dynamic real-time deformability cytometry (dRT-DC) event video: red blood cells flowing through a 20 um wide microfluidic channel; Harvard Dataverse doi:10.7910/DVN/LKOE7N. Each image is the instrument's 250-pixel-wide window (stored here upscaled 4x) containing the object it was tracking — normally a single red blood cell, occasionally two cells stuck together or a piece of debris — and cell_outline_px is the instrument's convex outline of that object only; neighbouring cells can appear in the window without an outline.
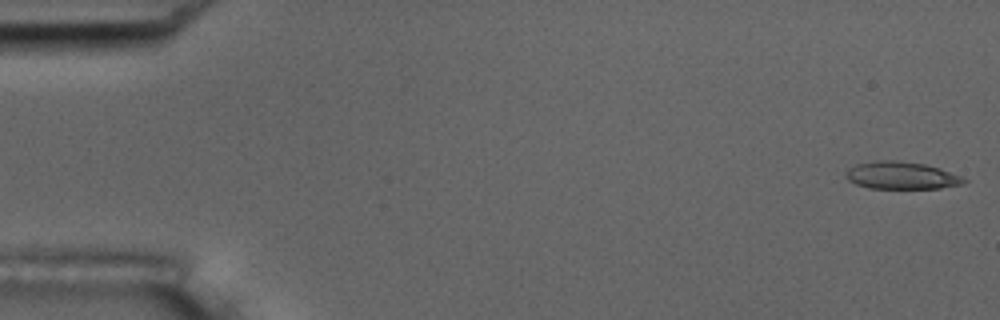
{"species": "common noctule bat (a hibernating species)", "species_latin": "Nyctalus noctula", "temperature_condition": "room temperature", "stored_images_in_passage": 54, "camera_frame_rate_fps": 3000, "um_per_image_px": 0.085, "animal": {"sex": "male", "body_mass_g": 17.5, "forearm_length_mm": 52.3}, "frame": {"image": 1, "passage_image": 1, "time_ms": 0.0, "image_size_px": [1000, 320], "cell_outline_px": [[968, 180], [964, 184], [940, 188], [868, 188], [856, 184], [848, 180], [844, 176], [844, 172], [848, 168], [856, 164], [872, 160], [896, 160], [924, 164], [940, 168], [960, 176]], "centroid_in_image_um": [76.57, 14.91], "position_along_channel_um": 8.4, "area_um2": 19.02}}
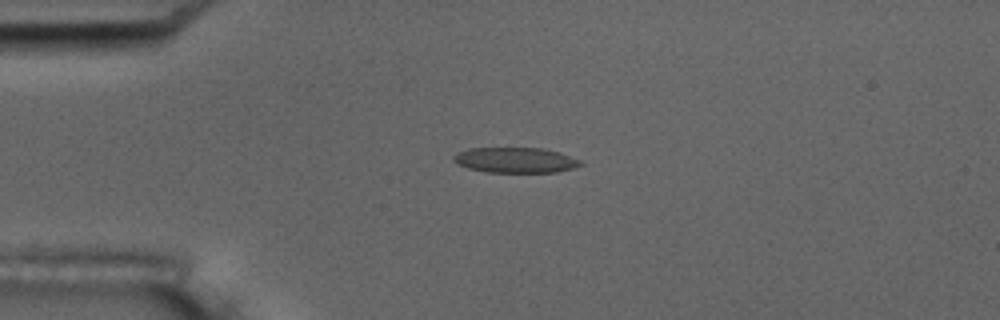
{"frame": {"image": 2, "passage_image": 13, "time_ms": 4.0, "image_size_px": [1000, 320], "cell_outline_px": [[584, 164], [572, 168], [556, 172], [484, 172], [468, 168], [456, 164], [452, 160], [452, 156], [468, 148], [540, 148], [560, 152], [580, 160]], "centroid_in_image_um": [43.78, 13.61], "position_along_channel_um": 41.2, "area_um2": 18.79}}
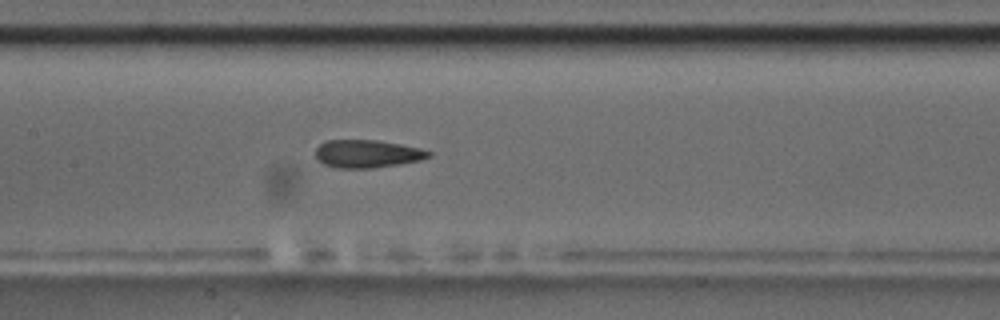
{"frame": {"image": 3, "passage_image": 26, "time_ms": 8.333, "image_size_px": [1000, 320], "cell_outline_px": [[432, 156], [420, 160], [400, 164], [372, 168], [336, 168], [324, 164], [316, 160], [316, 148], [320, 144], [328, 140], [376, 140], [400, 144], [420, 148], [432, 152]], "centroid_in_image_um": [31.21, 13.07], "position_along_channel_um": 176.2, "area_um2": 18.44}, "authors_computed_cell_mechanics": {"area_um2": 18.9295, "velocity_mm_per_s": 3.692, "shape_relaxation_time_tau1_ms": 9.692, "shape_relaxation_time_tau2_ms": 2.5486, "deformation_change_tau1": 0.2297, "deformation_change_tau2": 0.1176}}